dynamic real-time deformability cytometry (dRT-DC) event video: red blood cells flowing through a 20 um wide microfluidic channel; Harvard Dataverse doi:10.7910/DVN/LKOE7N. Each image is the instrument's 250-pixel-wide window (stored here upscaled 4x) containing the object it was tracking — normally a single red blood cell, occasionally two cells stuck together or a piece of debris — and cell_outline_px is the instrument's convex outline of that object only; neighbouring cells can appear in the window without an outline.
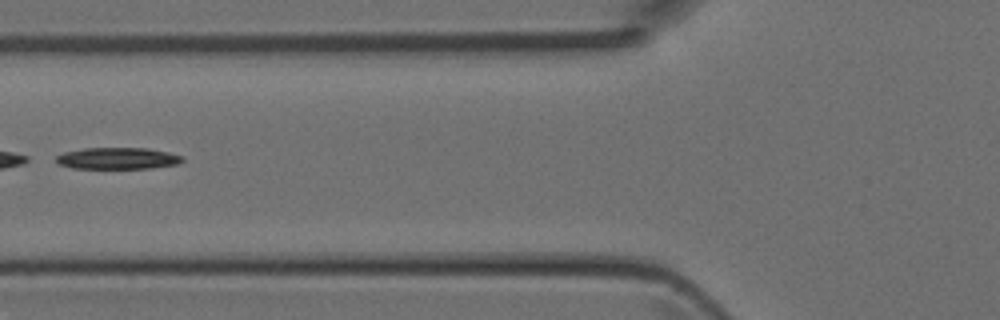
{"species": "Egyptian fruit bat (a non-hibernating species)", "species_latin": "Rousettus aegyptiacus", "temperature_condition": "room temperature", "stored_images_in_passage": 5, "segment_of_instrument_passage": [2, 2], "camera_frame_rate_fps": 3000, "um_per_image_px": 0.085, "animal": {"sex": "female"}, "frame": {"image": 1, "passage_image": 4, "time_ms": 1.0, "image_size_px": [1000, 320], "cell_outline_px": [[184, 160], [180, 164], [152, 168], [72, 168], [60, 164], [56, 160], [56, 156], [64, 152], [84, 148], [148, 148], [168, 152], [184, 156]], "centroid_in_image_um": [10.06, 13.46], "position_along_channel_um": 115.7, "area_um2": 15.95}}
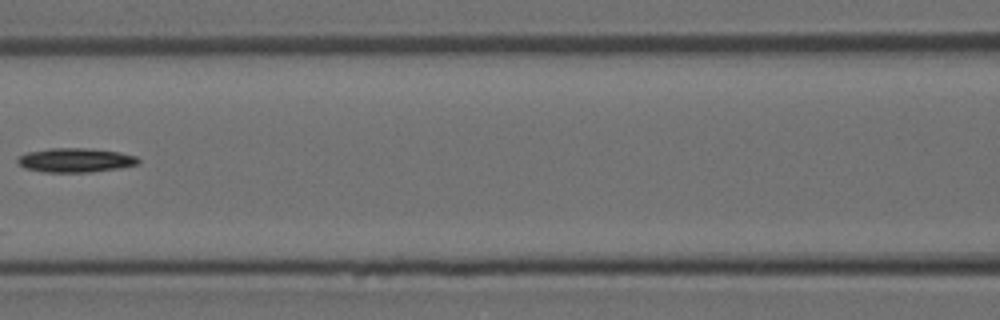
{"frame": {"image": 2, "passage_image": 5, "time_ms": 1.333, "image_size_px": [1000, 320], "cell_outline_px": [[140, 160], [136, 164], [120, 168], [92, 172], [44, 172], [24, 168], [16, 160], [20, 156], [28, 152], [48, 148], [88, 148], [120, 152], [136, 156]], "centroid_in_image_um": [6.41, 13.61], "position_along_channel_um": 160.2, "area_um2": 16.99}}